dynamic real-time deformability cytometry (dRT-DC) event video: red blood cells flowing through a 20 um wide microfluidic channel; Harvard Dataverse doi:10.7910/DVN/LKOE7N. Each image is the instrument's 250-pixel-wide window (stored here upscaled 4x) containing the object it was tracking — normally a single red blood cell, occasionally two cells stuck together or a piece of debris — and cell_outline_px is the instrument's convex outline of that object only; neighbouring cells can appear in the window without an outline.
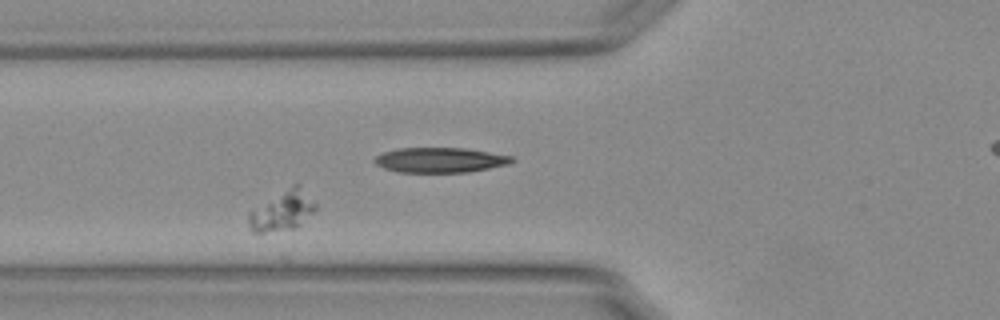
{"species": "Egyptian fruit bat (a non-hibernating species)", "species_latin": "Rousettus aegyptiacus", "temperature_condition": "warm", "stored_images_in_passage": 32, "camera_frame_rate_fps": 3000, "um_per_image_px": 0.085, "animal": {"sex": "female"}, "frame": {"image": 1, "passage_image": 5, "time_ms": 1.333, "image_size_px": [1000, 320], "cell_outline_px": [[316, 208], [296, 228], [264, 232], [252, 232], [248, 228], [248, 212], [292, 184], [300, 184], [316, 204]], "centroid_in_image_um": [23.97, 17.91], "position_along_channel_um": 101.8, "area_um2": 15.43}}